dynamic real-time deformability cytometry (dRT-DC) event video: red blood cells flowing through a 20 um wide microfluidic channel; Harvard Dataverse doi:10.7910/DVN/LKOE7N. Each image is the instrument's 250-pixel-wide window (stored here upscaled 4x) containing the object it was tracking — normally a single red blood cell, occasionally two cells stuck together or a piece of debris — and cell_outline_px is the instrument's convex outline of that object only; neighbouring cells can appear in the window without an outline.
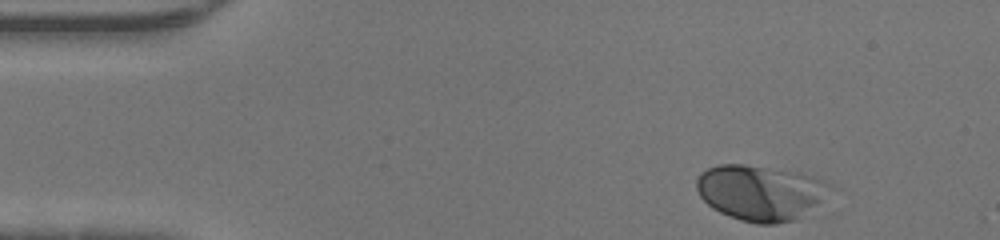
{"species": "human", "species_latin": "Homo sapiens", "temperature_condition": "warm", "stored_images_in_passage": 33, "camera_frame_rate_fps": 3000, "um_per_image_px": 0.085, "donor": {"sex": "male"}, "frame": {"image": 1, "passage_image": 1, "time_ms": 0.0, "image_size_px": [1000, 240], "cell_outline_px": [[840, 188], [836, 212], [824, 216], [776, 224], [756, 224], [740, 220], [720, 212], [712, 208], [700, 196], [696, 188], [696, 180], [700, 172], [708, 168], [720, 164], [744, 164], [800, 172], [816, 176]], "centroid_in_image_um": [65.13, 16.46], "position_along_channel_um": 19.9, "area_um2": 47.69}}
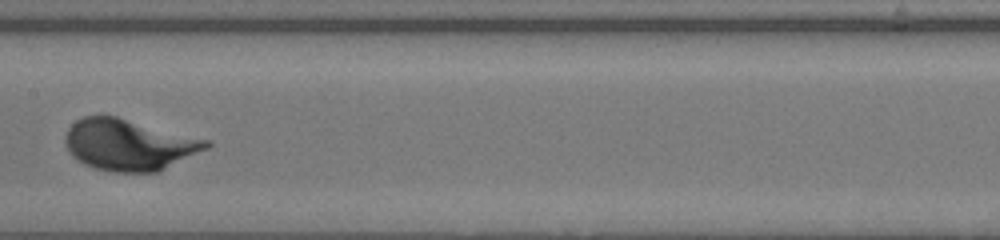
{"frame": {"image": 2, "passage_image": 19, "time_ms": 6.0, "image_size_px": [1000, 240], "cell_outline_px": [[212, 144], [208, 148], [156, 172], [112, 172], [96, 168], [84, 164], [76, 160], [68, 152], [64, 144], [64, 136], [68, 128], [76, 120], [84, 116], [116, 116], [212, 140]], "centroid_in_image_um": [10.94, 12.29], "position_along_channel_um": 196.5, "area_um2": 42.31}}
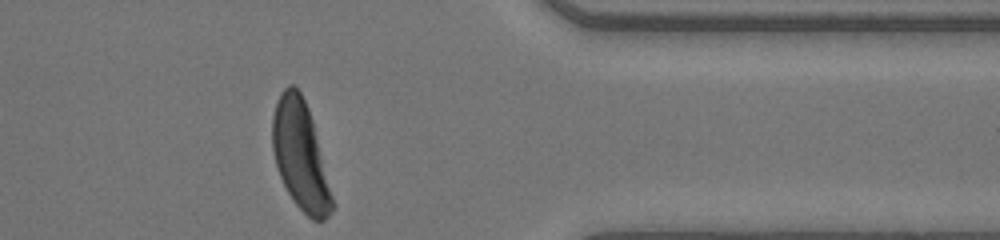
{"frame": {"image": 3, "passage_image": 33, "time_ms": 10.667, "image_size_px": [1000, 240], "cell_outline_px": [[336, 204], [332, 212], [324, 220], [312, 220], [296, 204], [288, 192], [280, 176], [276, 164], [272, 148], [272, 116], [280, 92], [288, 84], [292, 84], [300, 92], [308, 108], [312, 120]], "centroid_in_image_um": [25.55, 13.23], "position_along_channel_um": 385.8, "area_um2": 37.8}}